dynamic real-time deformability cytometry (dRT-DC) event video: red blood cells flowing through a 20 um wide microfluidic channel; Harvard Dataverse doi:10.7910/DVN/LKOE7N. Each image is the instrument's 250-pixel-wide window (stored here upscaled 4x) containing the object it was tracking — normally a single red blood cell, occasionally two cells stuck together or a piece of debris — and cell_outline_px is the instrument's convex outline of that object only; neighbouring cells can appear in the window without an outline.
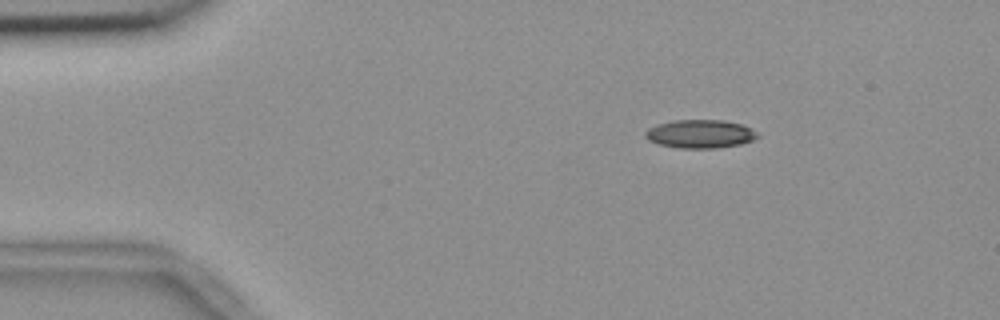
{"species": "common noctule bat (a hibernating species)", "species_latin": "Nyctalus noctula", "temperature_condition": "room temperature", "stored_images_in_passage": 4, "camera_frame_rate_fps": 3000, "um_per_image_px": 0.085, "animal": {"sex": "female", "body_mass_g": 18.4}, "frame": {"image": 1, "passage_image": 2, "time_ms": 0.333, "image_size_px": [1000, 320], "cell_outline_px": [[760, 136], [752, 140], [740, 144], [716, 148], [680, 148], [660, 144], [648, 140], [644, 136], [644, 132], [648, 128], [656, 124], [676, 120], [724, 120], [740, 124], [756, 132]], "centroid_in_image_um": [59.48, 11.38], "position_along_channel_um": 25.5, "area_um2": 18.44}}